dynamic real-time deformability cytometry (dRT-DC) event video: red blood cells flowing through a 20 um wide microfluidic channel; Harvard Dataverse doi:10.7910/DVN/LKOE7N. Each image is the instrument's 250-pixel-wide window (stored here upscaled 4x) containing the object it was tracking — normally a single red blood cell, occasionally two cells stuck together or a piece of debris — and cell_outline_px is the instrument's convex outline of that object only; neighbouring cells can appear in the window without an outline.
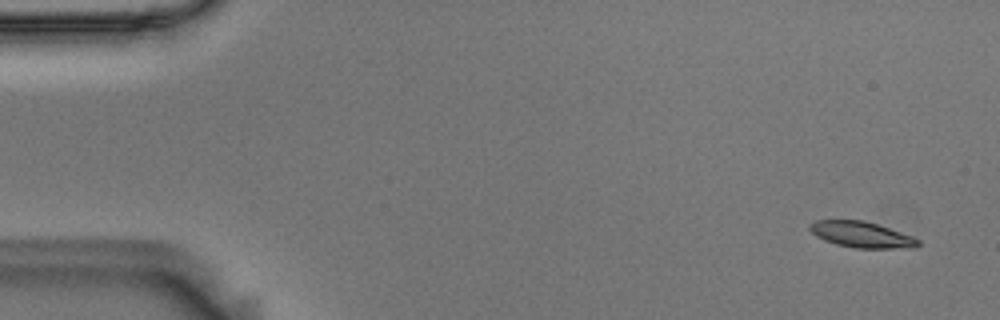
{"species": "Egyptian fruit bat (a non-hibernating species)", "species_latin": "Rousettus aegyptiacus", "temperature_condition": "room temperature", "stored_images_in_passage": 6, "camera_frame_rate_fps": 3000, "um_per_image_px": 0.085, "animal": {"sex": "male"}, "frame": {"image": 1, "passage_image": 1, "time_ms": 0.0, "image_size_px": [1000, 320], "cell_outline_px": [[920, 244], [916, 248], [856, 248], [836, 244], [824, 240], [816, 236], [808, 228], [808, 224], [816, 220], [864, 220], [912, 236], [920, 240]], "centroid_in_image_um": [73.22, 19.94], "position_along_channel_um": 11.8, "area_um2": 16.36}}
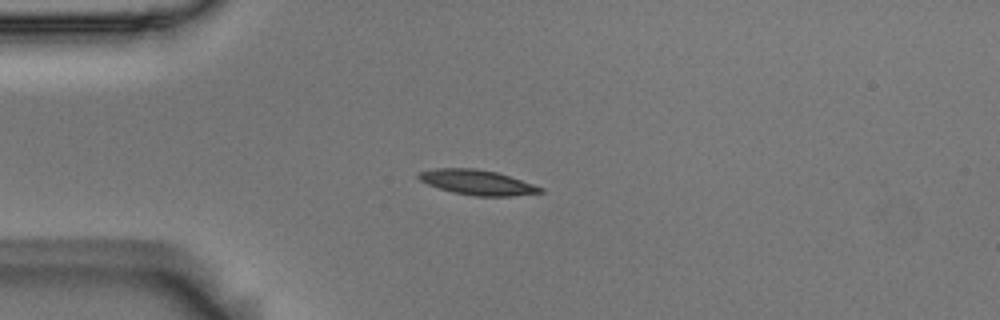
{"frame": {"image": 2, "passage_image": 4, "time_ms": 1.0, "image_size_px": [1000, 320], "cell_outline_px": [[544, 192], [512, 196], [476, 196], [452, 192], [428, 184], [420, 180], [416, 176], [420, 172], [436, 168], [472, 168], [496, 172], [544, 188]], "centroid_in_image_um": [40.56, 15.5], "position_along_channel_um": 44.4, "area_um2": 17.46}}
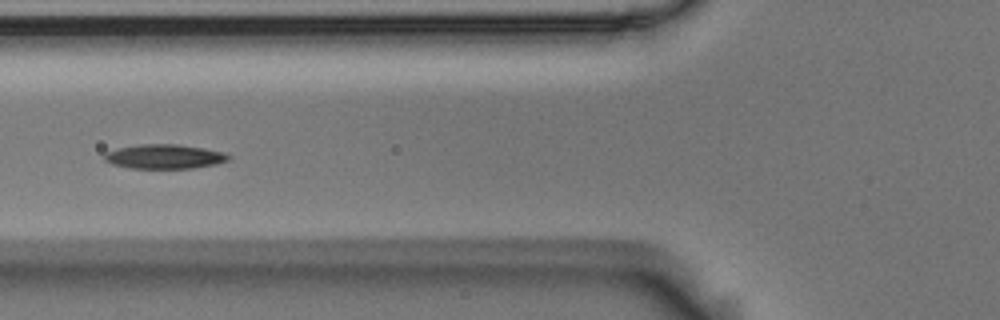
{"frame": {"image": 3, "passage_image": 6, "time_ms": 1.667, "image_size_px": [1000, 320], "cell_outline_px": [[232, 156], [228, 160], [216, 164], [192, 168], [128, 168], [112, 164], [104, 160], [104, 152], [120, 148], [140, 144], [180, 144], [204, 148], [224, 152]], "centroid_in_image_um": [13.98, 13.3], "position_along_channel_um": 111.8, "area_um2": 17.69}}